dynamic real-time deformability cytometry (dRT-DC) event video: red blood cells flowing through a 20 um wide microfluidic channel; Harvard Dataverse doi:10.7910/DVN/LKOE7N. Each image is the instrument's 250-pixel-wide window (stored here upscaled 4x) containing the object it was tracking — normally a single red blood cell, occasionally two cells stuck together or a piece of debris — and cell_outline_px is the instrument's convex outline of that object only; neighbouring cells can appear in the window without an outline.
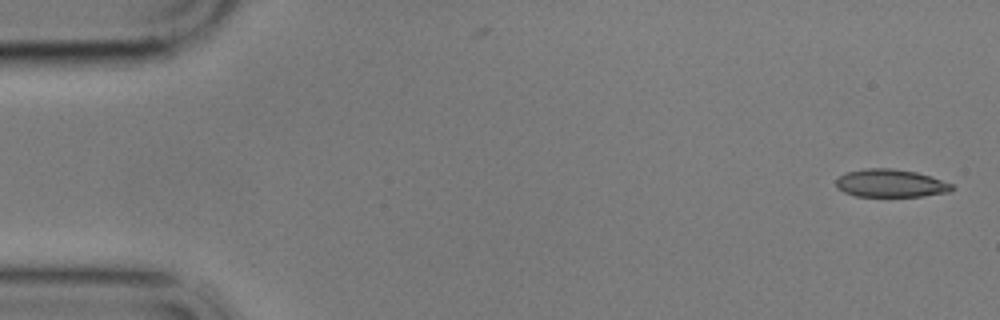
{"species": "common noctule bat (a hibernating species)", "species_latin": "Nyctalus noctula", "temperature_condition": "cold", "stored_images_in_passage": 5, "camera_frame_rate_fps": 3000, "um_per_image_px": 0.085, "animal": {"sex": "male", "body_mass_g": 17.9}, "frame": {"image": 1, "passage_image": 1, "time_ms": 0.0, "image_size_px": [1000, 320], "cell_outline_px": [[956, 188], [952, 192], [924, 196], [856, 196], [844, 192], [836, 188], [836, 180], [844, 172], [864, 168], [892, 168], [916, 172], [952, 184]], "centroid_in_image_um": [75.69, 15.58], "position_along_channel_um": 9.3, "area_um2": 18.96}}
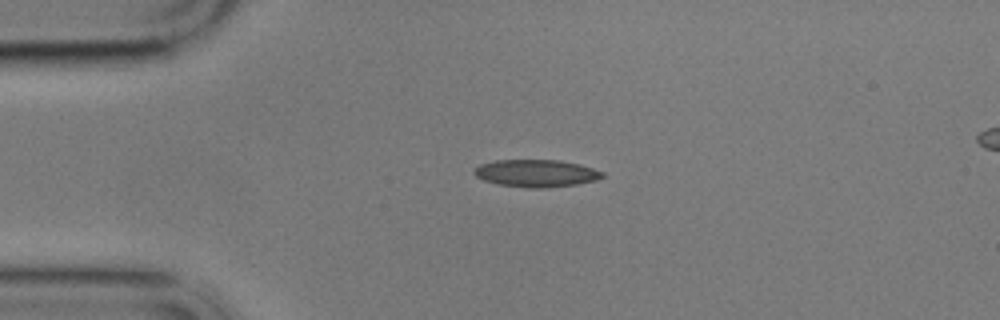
{"frame": {"image": 2, "passage_image": 4, "time_ms": 3.667, "image_size_px": [1000, 320], "cell_outline_px": [[604, 176], [596, 180], [576, 184], [540, 188], [532, 188], [500, 184], [484, 180], [476, 176], [472, 172], [480, 164], [496, 160], [560, 160], [580, 164], [604, 172]], "centroid_in_image_um": [45.59, 14.71], "position_along_channel_um": 39.4, "area_um2": 20.23}}